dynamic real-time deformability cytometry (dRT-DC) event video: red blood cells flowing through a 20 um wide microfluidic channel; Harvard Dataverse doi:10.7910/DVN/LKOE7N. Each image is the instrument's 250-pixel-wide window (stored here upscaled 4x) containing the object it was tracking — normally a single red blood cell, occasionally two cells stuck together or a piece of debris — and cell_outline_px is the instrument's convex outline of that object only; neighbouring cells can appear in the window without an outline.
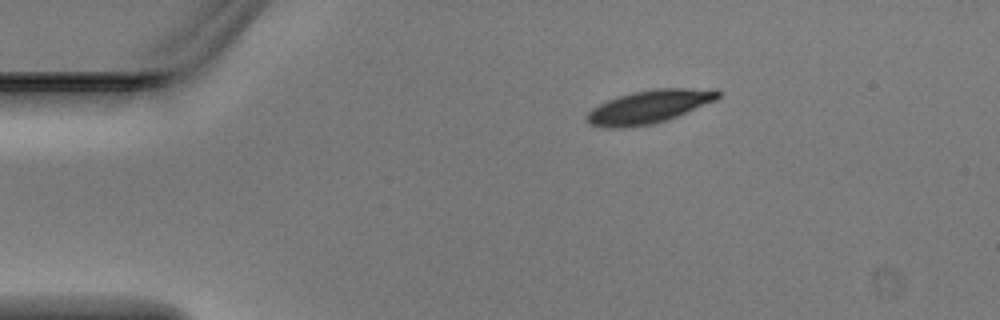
{"species": "Egyptian fruit bat (a non-hibernating species)", "species_latin": "Rousettus aegyptiacus", "temperature_condition": "warm", "stored_images_in_passage": 2, "camera_frame_rate_fps": 3000, "um_per_image_px": 0.085, "animal": {"sex": "male"}, "frame": {"image": 1, "passage_image": 1, "time_ms": 0.0, "image_size_px": [1000, 320], "cell_outline_px": [[720, 96], [716, 100], [668, 120], [652, 124], [624, 128], [604, 128], [592, 124], [588, 120], [588, 112], [592, 108], [608, 100], [632, 92], [656, 88], [716, 88], [720, 92]], "centroid_in_image_um": [55.23, 9.06], "position_along_channel_um": 29.8, "area_um2": 25.32}}